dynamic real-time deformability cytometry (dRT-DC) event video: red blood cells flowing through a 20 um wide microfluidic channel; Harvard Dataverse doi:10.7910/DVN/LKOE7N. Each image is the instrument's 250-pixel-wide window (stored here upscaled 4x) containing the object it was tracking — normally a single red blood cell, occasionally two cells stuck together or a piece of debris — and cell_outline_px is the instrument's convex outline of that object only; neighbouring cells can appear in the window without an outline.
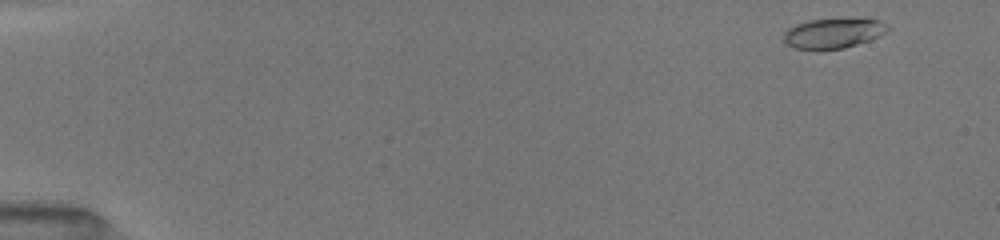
{"species": "common noctule bat (a hibernating species)", "species_latin": "Nyctalus noctula", "temperature_condition": "room temperature", "stored_images_in_passage": 6, "camera_frame_rate_fps": 3000, "um_per_image_px": 0.085, "animal": {"sex": "female", "body_mass_g": 19.5, "forearm_length_mm": 54.1}, "frame": {"image": 1, "passage_image": 1, "time_ms": 0.0, "image_size_px": [1000, 240], "cell_outline_px": [[892, 28], [888, 32], [880, 36], [844, 48], [796, 48], [784, 44], [784, 32], [788, 28], [796, 24], [808, 20], [880, 20], [888, 24]], "centroid_in_image_um": [70.85, 2.82], "position_along_channel_um": 14.2, "area_um2": 17.69}}